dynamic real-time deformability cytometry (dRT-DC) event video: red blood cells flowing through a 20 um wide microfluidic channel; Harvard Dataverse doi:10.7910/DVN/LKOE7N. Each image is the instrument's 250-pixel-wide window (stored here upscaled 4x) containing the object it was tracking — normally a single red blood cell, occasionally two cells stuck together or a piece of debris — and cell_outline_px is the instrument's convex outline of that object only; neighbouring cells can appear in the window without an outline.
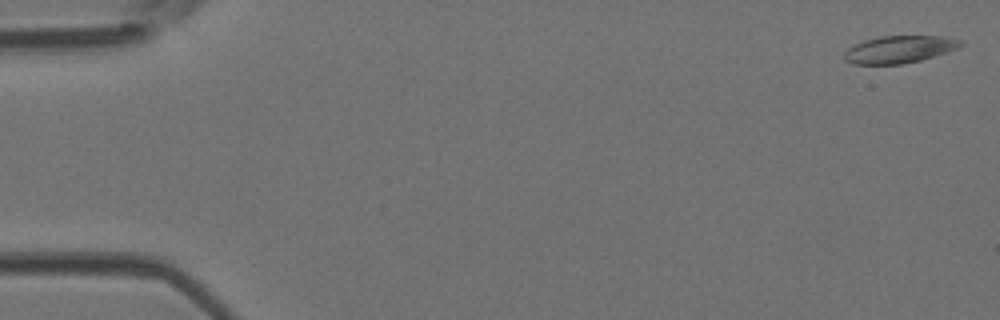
{"species": "Egyptian fruit bat (a non-hibernating species)", "species_latin": "Rousettus aegyptiacus", "temperature_condition": "room temperature", "stored_images_in_passage": 5, "camera_frame_rate_fps": 3000, "um_per_image_px": 0.085, "animal": {"sex": "female"}, "frame": {"image": 1, "passage_image": 1, "time_ms": 0.0, "image_size_px": [1000, 320], "cell_outline_px": [[964, 44], [956, 48], [920, 60], [900, 64], [852, 64], [844, 60], [844, 52], [848, 48], [864, 40], [880, 36], [940, 36], [964, 40]], "centroid_in_image_um": [76.41, 4.19], "position_along_channel_um": 8.6, "area_um2": 18.32}}
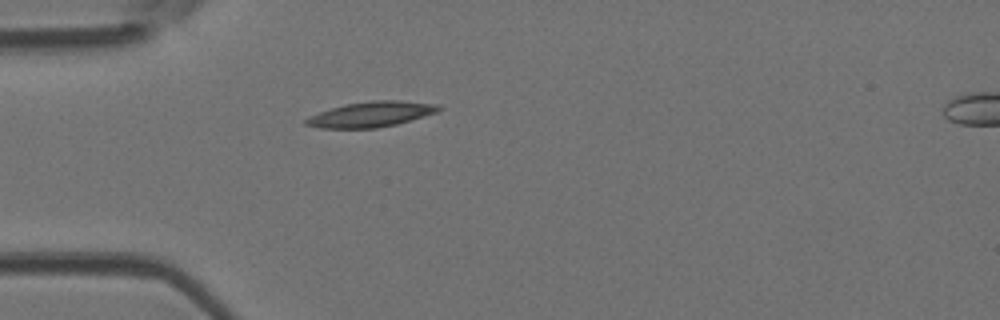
{"frame": {"image": 2, "passage_image": 5, "time_ms": 1.333, "image_size_px": [1000, 320], "cell_outline_px": [[444, 108], [436, 112], [424, 116], [396, 124], [376, 128], [320, 128], [304, 124], [304, 120], [320, 112], [344, 104], [372, 100], [396, 100], [436, 104]], "centroid_in_image_um": [31.55, 9.71], "position_along_channel_um": 53.4, "area_um2": 19.36}}